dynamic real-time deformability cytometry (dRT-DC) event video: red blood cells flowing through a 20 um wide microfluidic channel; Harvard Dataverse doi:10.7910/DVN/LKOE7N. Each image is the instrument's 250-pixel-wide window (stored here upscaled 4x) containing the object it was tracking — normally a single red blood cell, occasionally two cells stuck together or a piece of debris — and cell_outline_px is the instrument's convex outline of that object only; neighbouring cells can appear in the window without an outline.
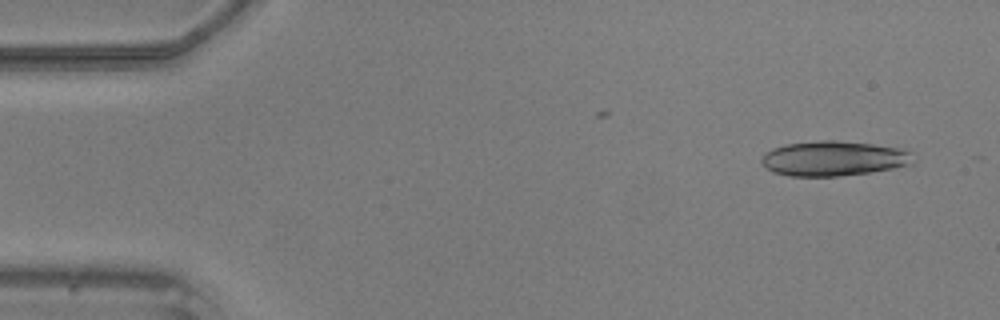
{"species": "common noctule bat (a hibernating species)", "species_latin": "Nyctalus noctula", "temperature_condition": "warm", "stored_images_in_passage": 17, "camera_frame_rate_fps": 3000, "um_per_image_px": 0.085, "animal": {"sex": "male", "body_mass_g": 20.5, "forearm_length_mm": 52.5}, "frame": {"image": 1, "passage_image": 3, "time_ms": 0.667, "image_size_px": [1000, 320], "cell_outline_px": [[916, 164], [872, 172], [840, 176], [788, 176], [772, 172], [760, 160], [764, 152], [772, 148], [784, 144], [824, 140], [836, 140], [908, 148], [912, 152]], "centroid_in_image_um": [70.93, 13.46], "position_along_channel_um": 14.1, "area_um2": 31.44}}